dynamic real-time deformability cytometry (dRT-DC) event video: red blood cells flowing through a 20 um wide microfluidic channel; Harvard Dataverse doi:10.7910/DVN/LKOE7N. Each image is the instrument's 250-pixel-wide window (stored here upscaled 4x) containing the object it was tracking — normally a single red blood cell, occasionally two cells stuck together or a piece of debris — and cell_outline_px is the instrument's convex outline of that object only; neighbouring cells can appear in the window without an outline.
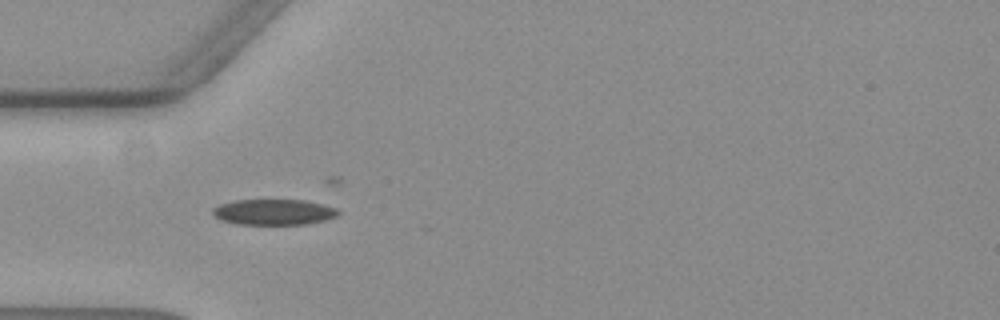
{"species": "common noctule bat (a hibernating species)", "species_latin": "Nyctalus noctula", "temperature_condition": "warm", "stored_images_in_passage": 25, "camera_frame_rate_fps": 3000, "um_per_image_px": 0.085, "animal": {"sex": "female", "body_mass_g": 19.3, "forearm_length_mm": 54.1}, "frame": {"image": 1, "passage_image": 1, "time_ms": 0.0, "image_size_px": [1000, 320], "cell_outline_px": [[340, 212], [336, 216], [324, 220], [304, 224], [236, 224], [220, 220], [212, 216], [212, 208], [220, 204], [232, 200], [304, 200], [336, 208]], "centroid_in_image_um": [23.19, 18.02], "position_along_channel_um": 61.8, "area_um2": 18.79}}
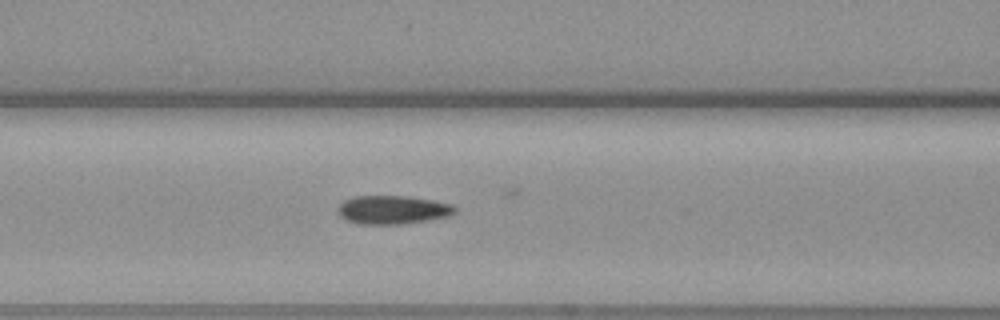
{"frame": {"image": 2, "passage_image": 7, "time_ms": 2.0, "image_size_px": [1000, 320], "cell_outline_px": [[456, 212], [448, 216], [428, 220], [404, 224], [360, 224], [348, 220], [340, 216], [336, 212], [336, 208], [344, 200], [352, 196], [408, 196], [432, 200], [452, 204], [456, 208]], "centroid_in_image_um": [33.35, 17.83], "position_along_channel_um": 133.2, "area_um2": 19.59}}
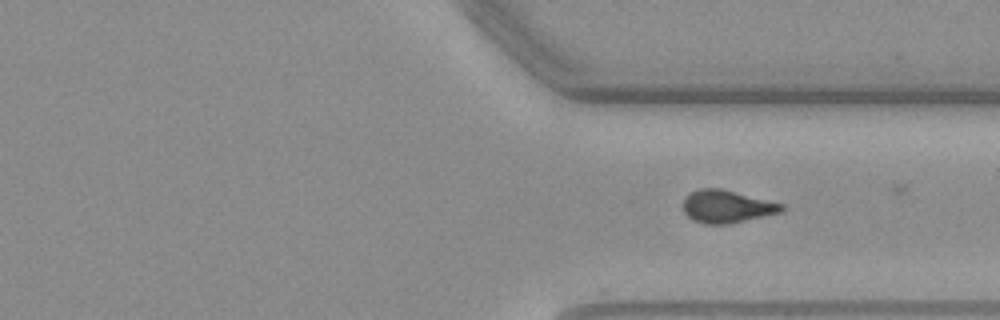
{"frame": {"image": 3, "passage_image": 25, "time_ms": 8.0, "image_size_px": [1000, 320], "cell_outline_px": [[784, 208], [780, 212], [764, 216], [728, 224], [704, 224], [692, 220], [684, 212], [684, 196], [700, 188], [720, 188], [784, 204]], "centroid_in_image_um": [61.75, 17.55], "position_along_channel_um": 349.6, "area_um2": 18.61}}